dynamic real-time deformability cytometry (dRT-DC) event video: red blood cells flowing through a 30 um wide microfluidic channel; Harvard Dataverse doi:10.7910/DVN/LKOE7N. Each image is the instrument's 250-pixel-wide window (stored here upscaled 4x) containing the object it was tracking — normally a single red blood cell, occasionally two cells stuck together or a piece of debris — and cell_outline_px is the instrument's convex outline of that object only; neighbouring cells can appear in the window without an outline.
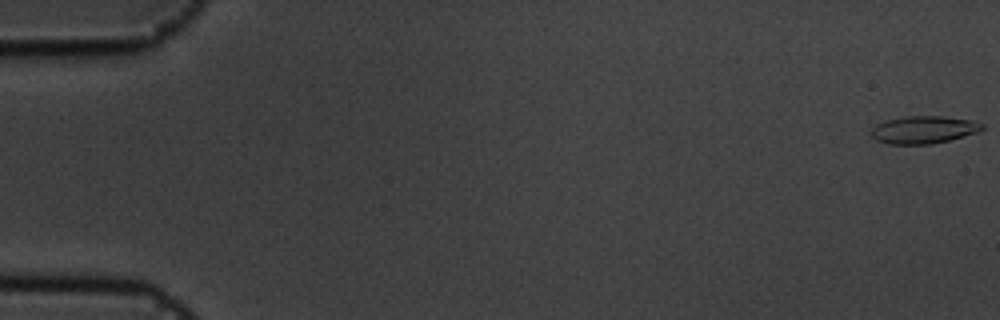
{"species": "common noctule bat (a hibernating species)", "species_latin": "Nyctalus noctula", "temperature_condition": "cold", "stored_images_in_passage": 57, "camera_frame_rate_fps": 3000, "um_per_image_px": 0.085, "animal": {"sex": "male", "body_mass_g": 19.5, "forearm_length_mm": 54.6}, "frame": {"image": 1, "passage_image": 1, "time_ms": 0.0, "image_size_px": [1000, 320], "cell_outline_px": [[984, 128], [976, 132], [948, 140], [932, 144], [888, 144], [876, 140], [872, 136], [872, 128], [888, 120], [904, 116], [944, 116], [972, 120], [984, 124]], "centroid_in_image_um": [78.52, 11.02], "position_along_channel_um": 6.5, "area_um2": 17.57}}
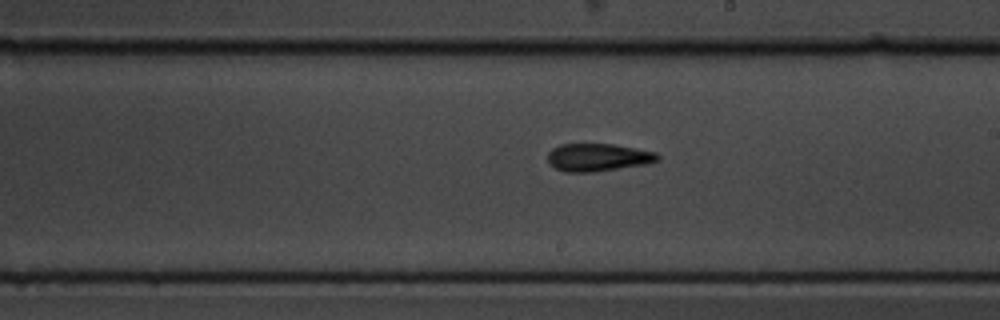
{"frame": {"image": 2, "passage_image": 33, "time_ms": 10.667, "image_size_px": [1000, 320], "cell_outline_px": [[660, 160], [648, 164], [592, 172], [564, 172], [548, 164], [548, 152], [552, 148], [560, 144], [612, 144], [636, 148], [656, 152], [660, 156]], "centroid_in_image_um": [50.83, 13.38], "position_along_channel_um": 238.2, "area_um2": 17.92}}
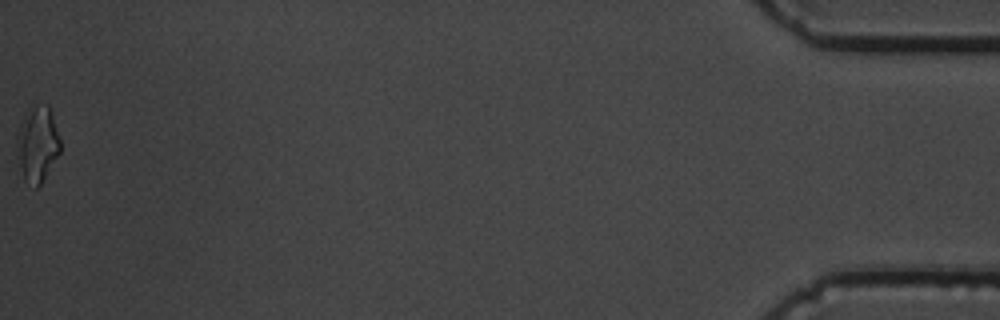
{"frame": {"image": 3, "passage_image": 57, "time_ms": 18.667, "image_size_px": [1000, 320], "cell_outline_px": [[60, 152], [40, 184], [36, 188], [24, 180], [20, 164], [16, 136], [20, 124], [32, 108], [36, 104], [48, 104], [60, 140]], "centroid_in_image_um": [3.19, 12.25], "position_along_channel_um": 432.0, "area_um2": 18.44}, "authors_computed_cell_mechanics": {"area_um2": 17.5134, "velocity_mm_per_s": 3.6041, "shape_relaxation_time_tau1_ms": 5.7362, "shape_relaxation_time_tau2_ms": 2.9561, "deformation_change_tau1": 0.1605, "deformation_change_tau2": 0.1216}}